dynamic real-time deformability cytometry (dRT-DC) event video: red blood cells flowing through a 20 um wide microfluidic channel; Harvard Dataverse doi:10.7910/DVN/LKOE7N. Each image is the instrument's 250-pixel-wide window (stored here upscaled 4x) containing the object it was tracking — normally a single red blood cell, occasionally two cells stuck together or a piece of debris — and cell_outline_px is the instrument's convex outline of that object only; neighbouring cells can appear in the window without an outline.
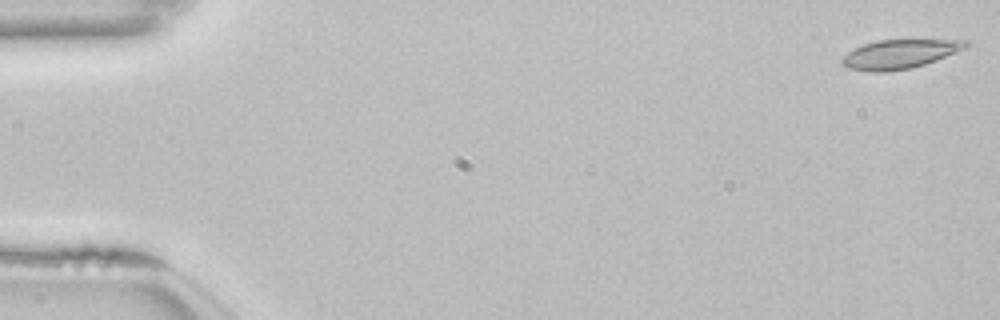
{"species": "common noctule bat (a hibernating species)", "species_latin": "Nyctalus noctula", "temperature_condition": "room temperature", "stored_images_in_passage": 53, "camera_frame_rate_fps": 3000, "um_per_image_px": 0.085, "animal": {"sex": "female", "body_mass_g": 22.7, "forearm_length_mm": 54.2}, "frame": {"image": 1, "passage_image": 1, "time_ms": 0.0, "image_size_px": [1000, 320], "cell_outline_px": [[968, 48], [936, 60], [912, 68], [888, 72], [868, 72], [848, 68], [840, 64], [840, 60], [848, 52], [864, 44], [876, 40], [968, 40]], "centroid_in_image_um": [76.46, 4.61], "position_along_channel_um": 8.5, "area_um2": 21.04}}
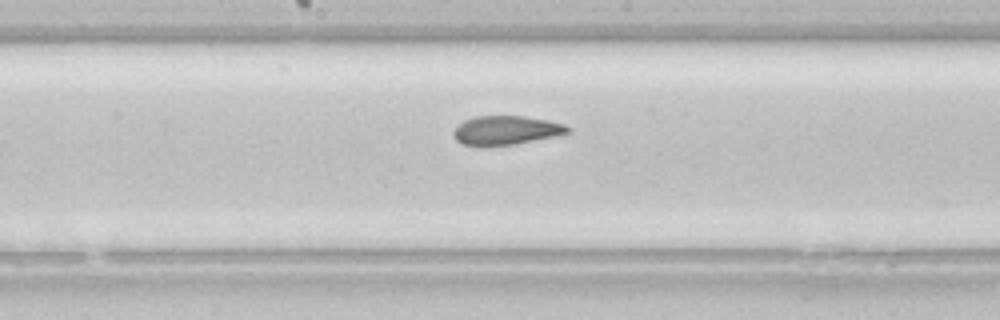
{"frame": {"image": 2, "passage_image": 28, "time_ms": 9.0, "image_size_px": [1000, 320], "cell_outline_px": [[572, 132], [556, 136], [516, 144], [464, 144], [456, 140], [452, 136], [452, 132], [464, 120], [476, 116], [524, 116], [548, 120], [564, 124], [572, 128]], "centroid_in_image_um": [43.08, 11.05], "position_along_channel_um": 205.1, "area_um2": 19.02}}
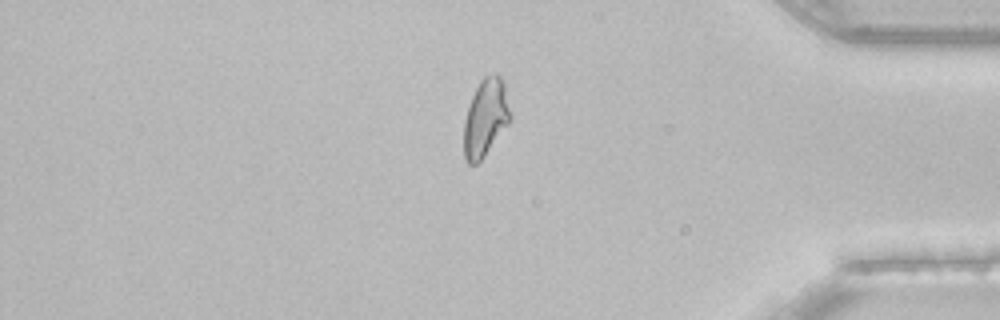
{"frame": {"image": 3, "passage_image": 45, "time_ms": 14.667, "image_size_px": [1000, 320], "cell_outline_px": [[512, 116], [508, 124], [484, 156], [476, 164], [468, 164], [464, 156], [464, 120], [472, 96], [480, 80], [484, 76], [492, 72], [496, 72], [504, 80]], "centroid_in_image_um": [41.29, 9.95], "position_along_channel_um": 393.9, "area_um2": 21.1}, "authors_computed_cell_mechanics": {"area_um2": 20.8658, "velocity_mm_per_s": 3.8449, "shape_relaxation_time_tau1_ms": null, "shape_relaxation_time_tau2_ms": 1.7633, "deformation_change_tau1": null, "deformation_change_tau2": 0.0686}}